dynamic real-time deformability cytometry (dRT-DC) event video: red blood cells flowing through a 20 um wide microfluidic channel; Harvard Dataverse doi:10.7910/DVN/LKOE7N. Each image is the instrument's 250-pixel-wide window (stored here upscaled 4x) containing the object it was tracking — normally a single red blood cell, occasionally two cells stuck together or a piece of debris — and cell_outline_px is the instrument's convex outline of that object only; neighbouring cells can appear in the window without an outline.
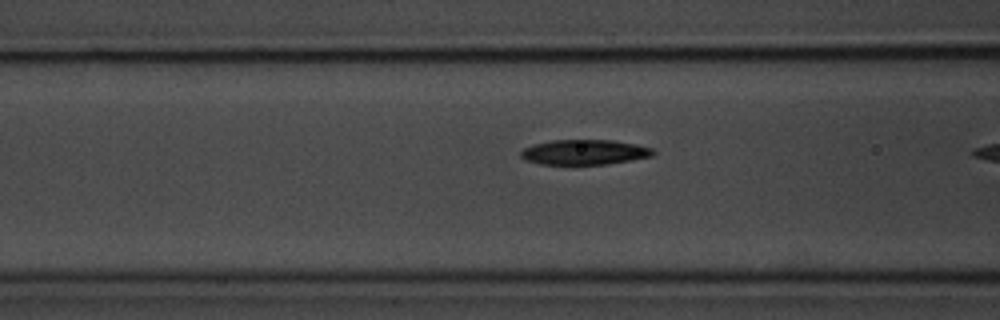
{"species": "common noctule bat (a hibernating species)", "species_latin": "Nyctalus noctula", "temperature_condition": "room temperature", "stored_images_in_passage": 11, "camera_frame_rate_fps": 3000, "um_per_image_px": 0.085, "animal": {"sex": "male", "body_mass_g": 20.1, "forearm_length_mm": 53.5}, "frame": {"image": 1, "passage_image": 10, "time_ms": 3.0, "image_size_px": [1000, 320], "cell_outline_px": [[656, 152], [652, 156], [632, 160], [608, 164], [540, 164], [524, 160], [520, 156], [520, 152], [524, 148], [532, 144], [552, 140], [612, 140], [636, 144], [652, 148]], "centroid_in_image_um": [49.66, 12.93], "position_along_channel_um": 116.9, "area_um2": 19.42}}